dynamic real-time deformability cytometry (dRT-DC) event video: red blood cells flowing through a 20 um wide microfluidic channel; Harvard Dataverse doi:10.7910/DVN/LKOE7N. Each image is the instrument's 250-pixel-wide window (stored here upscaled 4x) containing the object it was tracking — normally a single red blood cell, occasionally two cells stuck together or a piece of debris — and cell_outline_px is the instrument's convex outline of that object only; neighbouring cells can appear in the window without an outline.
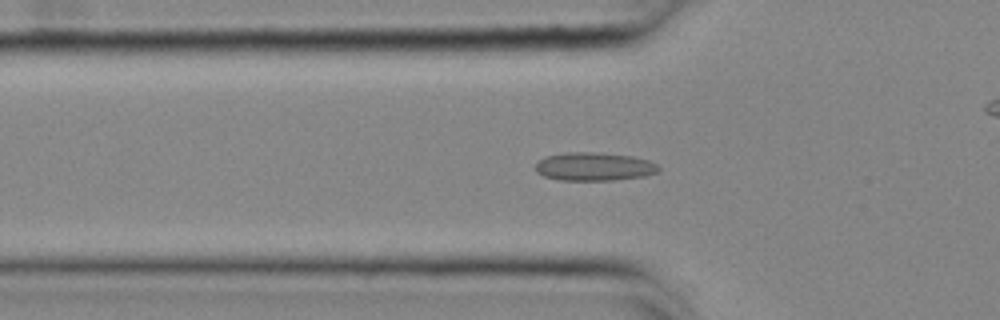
{"species": "common noctule bat (a hibernating species)", "species_latin": "Nyctalus noctula", "temperature_condition": "cold", "stored_images_in_passage": 45, "camera_frame_rate_fps": 3000, "um_per_image_px": 0.085, "animal": {"sex": "female", "body_mass_g": 25.1}, "frame": {"image": 1, "passage_image": 7, "time_ms": 2.0, "image_size_px": [1000, 320], "cell_outline_px": [[660, 168], [656, 172], [644, 176], [612, 180], [560, 180], [544, 176], [536, 172], [536, 164], [544, 156], [568, 152], [592, 152], [632, 156], [648, 160], [656, 164]], "centroid_in_image_um": [50.48, 14.16], "position_along_channel_um": 75.3, "area_um2": 20.17}}
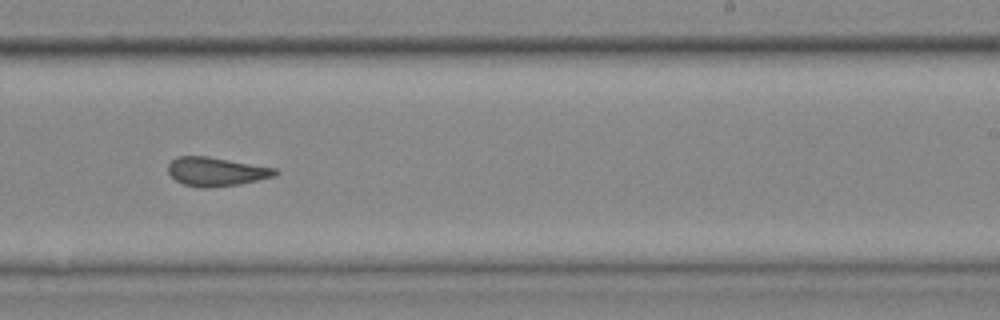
{"frame": {"image": 2, "passage_image": 23, "time_ms": 7.333, "image_size_px": [1000, 320], "cell_outline_px": [[280, 172], [276, 176], [240, 184], [208, 188], [200, 188], [184, 184], [176, 180], [168, 172], [168, 164], [176, 156], [208, 156], [276, 168]], "centroid_in_image_um": [18.39, 14.59], "position_along_channel_um": 270.6, "area_um2": 18.09}}
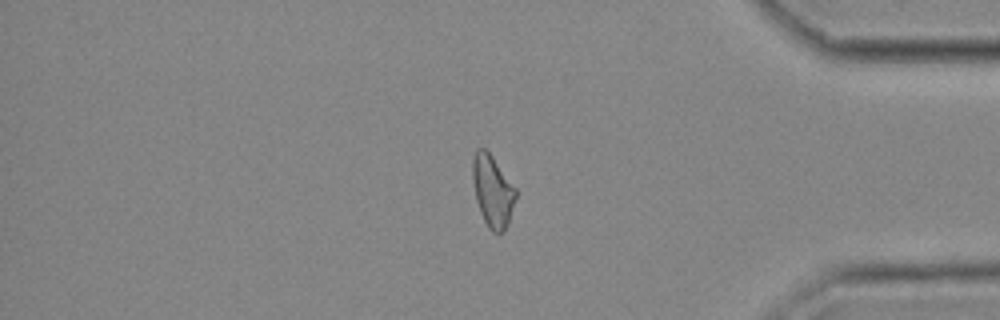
{"frame": {"image": 3, "passage_image": 35, "time_ms": 11.333, "image_size_px": [1000, 320], "cell_outline_px": [[516, 196], [508, 224], [500, 232], [492, 232], [488, 228], [480, 212], [476, 200], [472, 180], [472, 160], [476, 148], [484, 148], [492, 156], [516, 188]], "centroid_in_image_um": [41.85, 16.21], "position_along_channel_um": 393.4, "area_um2": 17.92}, "authors_computed_cell_mechanics": {"area_um2": 18.3226, "velocity_mm_per_s": 3.6654, "shape_relaxation_time_tau1_ms": null, "shape_relaxation_time_tau2_ms": 3.257, "deformation_change_tau1": null, "deformation_change_tau2": 0.0958}}